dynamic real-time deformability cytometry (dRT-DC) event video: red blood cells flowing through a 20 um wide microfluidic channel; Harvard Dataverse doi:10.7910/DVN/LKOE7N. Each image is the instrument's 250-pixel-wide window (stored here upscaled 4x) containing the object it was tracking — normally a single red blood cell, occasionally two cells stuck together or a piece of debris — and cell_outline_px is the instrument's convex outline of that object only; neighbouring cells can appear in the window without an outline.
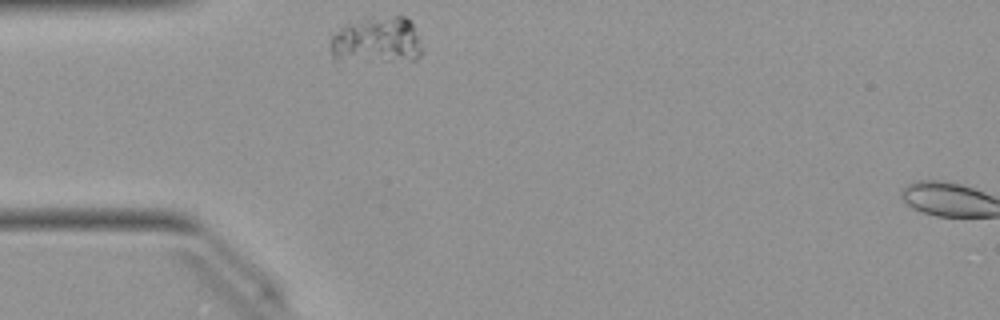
{"species": "Egyptian fruit bat (a non-hibernating species)", "species_latin": "Rousettus aegyptiacus", "temperature_condition": "warm", "stored_images_in_passage": 40, "camera_frame_rate_fps": 3000, "um_per_image_px": 0.085, "animal": {"sex": "female"}, "frame": {"image": 1, "passage_image": 1, "time_ms": 0.0, "image_size_px": [1000, 320], "cell_outline_px": [[424, 52], [416, 60], [388, 60], [332, 56], [328, 48], [332, 36], [344, 24], [368, 16], [404, 16], [412, 24], [420, 36]], "centroid_in_image_um": [32.1, 3.35], "position_along_channel_um": 52.9, "area_um2": 24.74}}
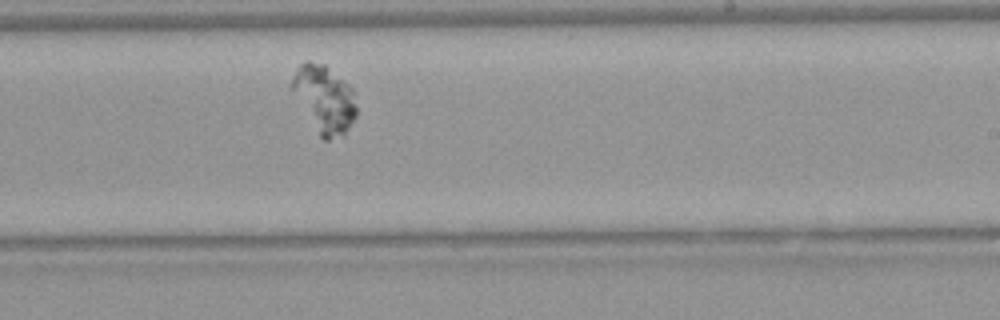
{"frame": {"image": 2, "passage_image": 18, "time_ms": 5.667, "image_size_px": [1000, 320], "cell_outline_px": [[356, 116], [344, 136], [328, 140], [324, 140], [320, 136], [288, 88], [288, 84], [296, 68], [300, 64], [308, 60], [324, 64], [348, 84], [352, 88], [356, 108]], "centroid_in_image_um": [27.52, 8.41], "position_along_channel_um": 261.5, "area_um2": 25.61}}
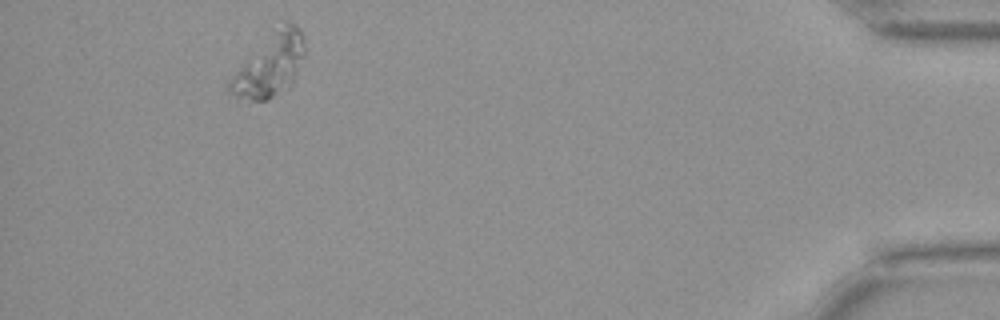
{"frame": {"image": 3, "passage_image": 35, "time_ms": 11.333, "image_size_px": [1000, 320], "cell_outline_px": [[304, 56], [292, 84], [288, 88], [268, 100], [252, 100], [236, 96], [228, 92], [224, 88], [224, 84], [288, 20], [296, 24], [300, 28], [304, 36]], "centroid_in_image_um": [22.98, 5.62], "position_along_channel_um": 412.2, "area_um2": 26.07}}